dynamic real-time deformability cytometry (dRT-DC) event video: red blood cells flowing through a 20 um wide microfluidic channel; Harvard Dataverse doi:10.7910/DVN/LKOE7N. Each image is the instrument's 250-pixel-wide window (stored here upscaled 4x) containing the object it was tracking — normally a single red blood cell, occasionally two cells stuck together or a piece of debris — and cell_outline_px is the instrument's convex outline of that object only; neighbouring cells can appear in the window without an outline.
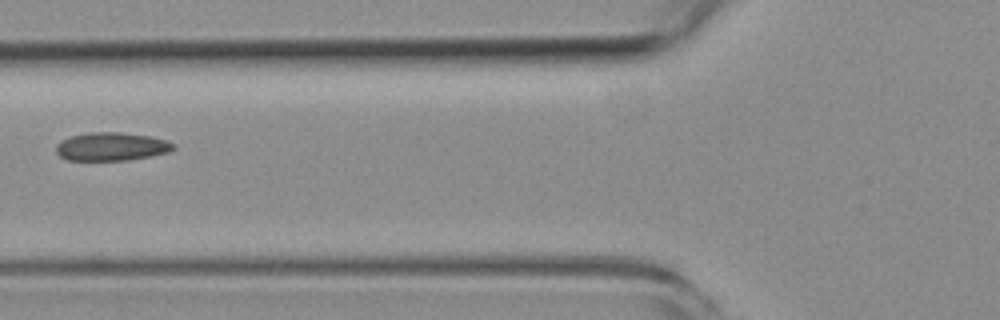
{"species": "common noctule bat (a hibernating species)", "species_latin": "Nyctalus noctula", "temperature_condition": "room temperature", "stored_images_in_passage": 3, "camera_frame_rate_fps": 3000, "um_per_image_px": 0.085, "animal": {"sex": "female", "body_mass_g": 19.3, "forearm_length_mm": 54.1}, "frame": {"image": 1, "passage_image": 2, "time_ms": 1.333, "image_size_px": [1000, 320], "cell_outline_px": [[176, 148], [168, 152], [152, 156], [128, 160], [68, 160], [60, 156], [56, 152], [56, 144], [60, 140], [72, 136], [88, 132], [120, 132], [148, 136], [164, 140], [176, 144]], "centroid_in_image_um": [9.47, 12.46], "position_along_channel_um": 116.3, "area_um2": 19.36}}
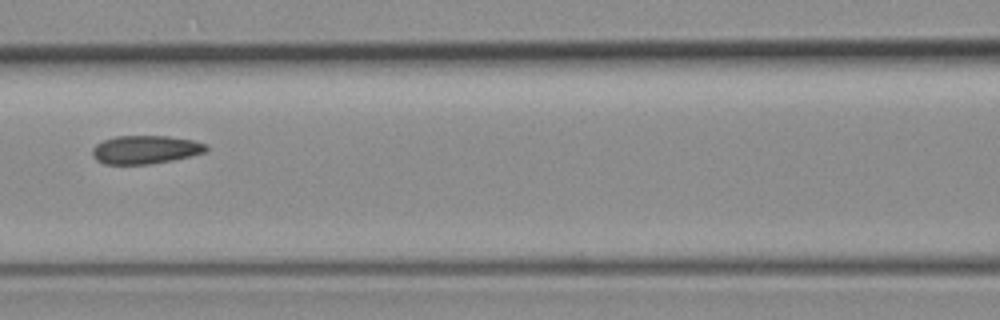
{"frame": {"image": 2, "passage_image": 3, "time_ms": 2.333, "image_size_px": [1000, 320], "cell_outline_px": [[208, 148], [204, 152], [172, 160], [148, 164], [104, 164], [96, 160], [92, 156], [92, 148], [96, 144], [104, 140], [116, 136], [168, 136], [192, 140], [208, 144]], "centroid_in_image_um": [12.33, 12.71], "position_along_channel_um": 154.3, "area_um2": 18.73}}